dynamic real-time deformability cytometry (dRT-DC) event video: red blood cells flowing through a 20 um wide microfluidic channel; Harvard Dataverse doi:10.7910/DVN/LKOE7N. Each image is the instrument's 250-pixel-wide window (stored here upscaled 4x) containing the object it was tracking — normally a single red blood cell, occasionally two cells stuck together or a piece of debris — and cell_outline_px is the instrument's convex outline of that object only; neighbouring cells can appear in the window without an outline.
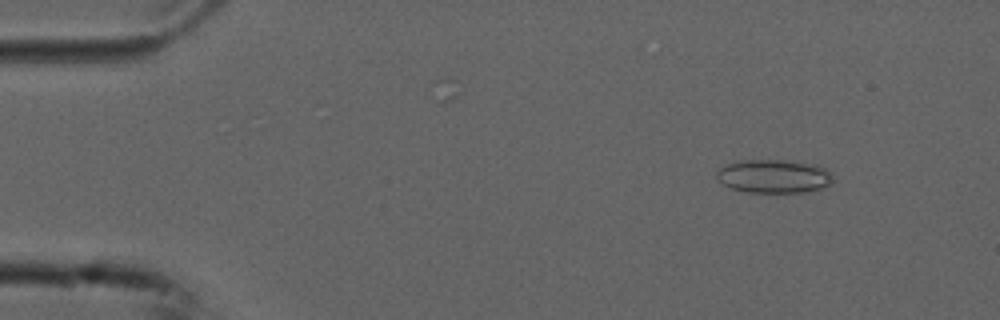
{"species": "common noctule bat (a hibernating species)", "species_latin": "Nyctalus noctula", "temperature_condition": "cold", "stored_images_in_passage": 53, "camera_frame_rate_fps": 3000, "um_per_image_px": 0.085, "animal": {"sex": "male", "forearm_length_mm": 52.5}, "frame": {"image": 1, "passage_image": 5, "time_ms": 1.333, "image_size_px": [1000, 320], "cell_outline_px": [[832, 184], [824, 188], [804, 192], [748, 192], [732, 188], [724, 184], [716, 176], [716, 172], [720, 168], [736, 160], [784, 160], [816, 164], [832, 172]], "centroid_in_image_um": [65.82, 14.97], "position_along_channel_um": 19.2, "area_um2": 22.77}}
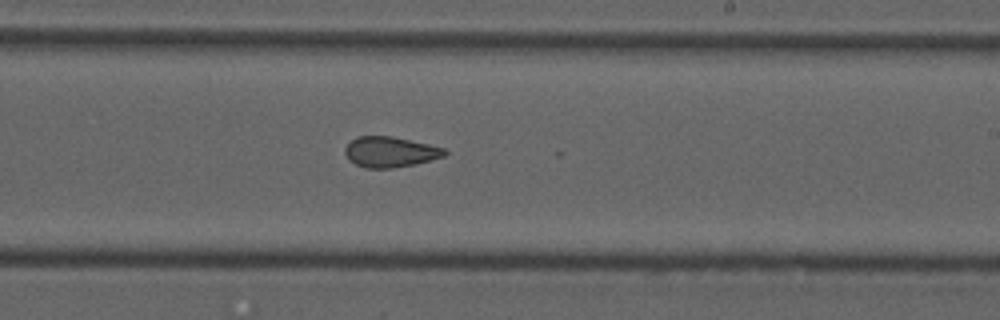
{"frame": {"image": 2, "passage_image": 31, "time_ms": 10.0, "image_size_px": [1000, 320], "cell_outline_px": [[448, 152], [444, 156], [432, 160], [392, 168], [368, 168], [356, 164], [348, 160], [344, 152], [344, 148], [356, 136], [392, 136], [428, 144], [444, 148]], "centroid_in_image_um": [33.14, 12.91], "position_along_channel_um": 255.9, "area_um2": 17.63}}
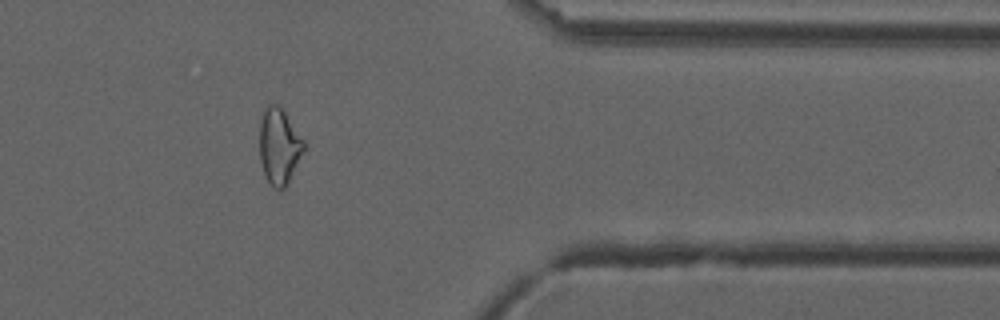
{"frame": {"image": 3, "passage_image": 43, "time_ms": 14.0, "image_size_px": [1000, 320], "cell_outline_px": [[304, 148], [288, 184], [284, 188], [276, 188], [264, 176], [260, 160], [260, 120], [268, 104], [276, 104], [284, 112], [304, 140]], "centroid_in_image_um": [23.71, 12.44], "position_along_channel_um": 387.7, "area_um2": 19.13}, "authors_computed_cell_mechanics": {"area_um2": 19.5364, "velocity_mm_per_s": 3.7574, "shape_relaxation_time_tau1_ms": null, "shape_relaxation_time_tau2_ms": 1.9014, "deformation_change_tau1": null, "deformation_change_tau2": 0.0762}}